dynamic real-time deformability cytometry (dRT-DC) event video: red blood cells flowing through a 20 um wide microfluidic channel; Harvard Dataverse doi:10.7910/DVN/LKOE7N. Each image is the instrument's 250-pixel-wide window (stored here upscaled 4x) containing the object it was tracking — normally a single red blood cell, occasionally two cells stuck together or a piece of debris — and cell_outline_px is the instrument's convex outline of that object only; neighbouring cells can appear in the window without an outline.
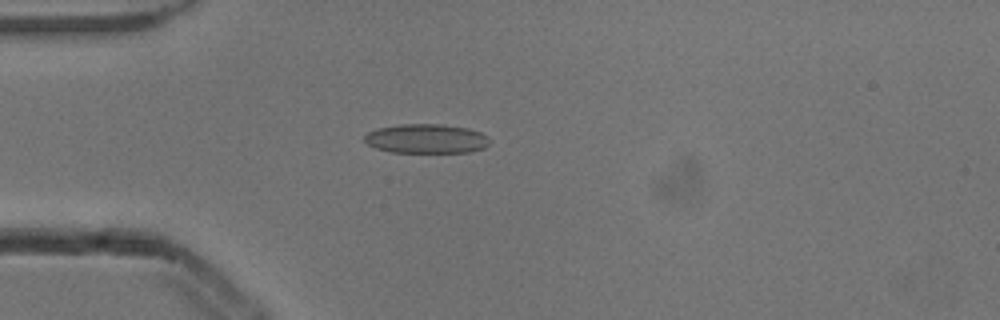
{"species": "common noctule bat (a hibernating species)", "species_latin": "Nyctalus noctula", "temperature_condition": "cold", "stored_images_in_passage": 3, "camera_frame_rate_fps": 3000, "um_per_image_px": 0.085, "animal": {"sex": "male", "body_mass_g": 13.3}, "frame": {"image": 1, "passage_image": 3, "time_ms": 0.667, "image_size_px": [1000, 320], "cell_outline_px": [[492, 140], [484, 148], [468, 152], [392, 152], [376, 148], [368, 144], [364, 140], [364, 136], [368, 132], [376, 128], [400, 124], [440, 124], [468, 128], [480, 132], [488, 136]], "centroid_in_image_um": [36.25, 11.78], "position_along_channel_um": 48.8, "area_um2": 21.44}}